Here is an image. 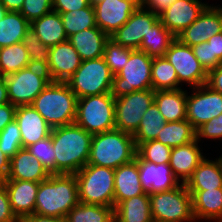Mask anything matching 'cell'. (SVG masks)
Returning <instances> with one entry per match:
<instances>
[{
	"label": "cell",
	"instance_id": "57",
	"mask_svg": "<svg viewBox=\"0 0 222 222\" xmlns=\"http://www.w3.org/2000/svg\"><path fill=\"white\" fill-rule=\"evenodd\" d=\"M131 4H133L137 9L143 8L144 0H125Z\"/></svg>",
	"mask_w": 222,
	"mask_h": 222
},
{
	"label": "cell",
	"instance_id": "36",
	"mask_svg": "<svg viewBox=\"0 0 222 222\" xmlns=\"http://www.w3.org/2000/svg\"><path fill=\"white\" fill-rule=\"evenodd\" d=\"M165 123L157 105L153 103L143 115L137 131L133 134L136 147L146 141L156 140Z\"/></svg>",
	"mask_w": 222,
	"mask_h": 222
},
{
	"label": "cell",
	"instance_id": "35",
	"mask_svg": "<svg viewBox=\"0 0 222 222\" xmlns=\"http://www.w3.org/2000/svg\"><path fill=\"white\" fill-rule=\"evenodd\" d=\"M31 66L28 52L22 42L0 48V75L16 73Z\"/></svg>",
	"mask_w": 222,
	"mask_h": 222
},
{
	"label": "cell",
	"instance_id": "24",
	"mask_svg": "<svg viewBox=\"0 0 222 222\" xmlns=\"http://www.w3.org/2000/svg\"><path fill=\"white\" fill-rule=\"evenodd\" d=\"M145 194L139 179L137 155L127 164L114 170V208L122 201Z\"/></svg>",
	"mask_w": 222,
	"mask_h": 222
},
{
	"label": "cell",
	"instance_id": "42",
	"mask_svg": "<svg viewBox=\"0 0 222 222\" xmlns=\"http://www.w3.org/2000/svg\"><path fill=\"white\" fill-rule=\"evenodd\" d=\"M30 155L39 160L50 174H55L56 153L51 136L26 147Z\"/></svg>",
	"mask_w": 222,
	"mask_h": 222
},
{
	"label": "cell",
	"instance_id": "47",
	"mask_svg": "<svg viewBox=\"0 0 222 222\" xmlns=\"http://www.w3.org/2000/svg\"><path fill=\"white\" fill-rule=\"evenodd\" d=\"M18 218L13 213L5 185L0 182V222H15Z\"/></svg>",
	"mask_w": 222,
	"mask_h": 222
},
{
	"label": "cell",
	"instance_id": "6",
	"mask_svg": "<svg viewBox=\"0 0 222 222\" xmlns=\"http://www.w3.org/2000/svg\"><path fill=\"white\" fill-rule=\"evenodd\" d=\"M75 124L94 135L115 128V98L111 93L78 98Z\"/></svg>",
	"mask_w": 222,
	"mask_h": 222
},
{
	"label": "cell",
	"instance_id": "27",
	"mask_svg": "<svg viewBox=\"0 0 222 222\" xmlns=\"http://www.w3.org/2000/svg\"><path fill=\"white\" fill-rule=\"evenodd\" d=\"M188 192L192 196L195 221L205 219L222 222V188Z\"/></svg>",
	"mask_w": 222,
	"mask_h": 222
},
{
	"label": "cell",
	"instance_id": "30",
	"mask_svg": "<svg viewBox=\"0 0 222 222\" xmlns=\"http://www.w3.org/2000/svg\"><path fill=\"white\" fill-rule=\"evenodd\" d=\"M114 222H153L149 194L120 202L114 208Z\"/></svg>",
	"mask_w": 222,
	"mask_h": 222
},
{
	"label": "cell",
	"instance_id": "58",
	"mask_svg": "<svg viewBox=\"0 0 222 222\" xmlns=\"http://www.w3.org/2000/svg\"><path fill=\"white\" fill-rule=\"evenodd\" d=\"M7 12H8V10L3 5V3L0 1V19H2L6 15Z\"/></svg>",
	"mask_w": 222,
	"mask_h": 222
},
{
	"label": "cell",
	"instance_id": "21",
	"mask_svg": "<svg viewBox=\"0 0 222 222\" xmlns=\"http://www.w3.org/2000/svg\"><path fill=\"white\" fill-rule=\"evenodd\" d=\"M9 202L18 219L31 215L35 210V202L39 183L25 180H5Z\"/></svg>",
	"mask_w": 222,
	"mask_h": 222
},
{
	"label": "cell",
	"instance_id": "14",
	"mask_svg": "<svg viewBox=\"0 0 222 222\" xmlns=\"http://www.w3.org/2000/svg\"><path fill=\"white\" fill-rule=\"evenodd\" d=\"M159 20V16L144 8L136 9L129 20L114 32L110 39L116 44L139 50L144 35Z\"/></svg>",
	"mask_w": 222,
	"mask_h": 222
},
{
	"label": "cell",
	"instance_id": "60",
	"mask_svg": "<svg viewBox=\"0 0 222 222\" xmlns=\"http://www.w3.org/2000/svg\"><path fill=\"white\" fill-rule=\"evenodd\" d=\"M15 222H23V221H22V219H18V220H17V221H15Z\"/></svg>",
	"mask_w": 222,
	"mask_h": 222
},
{
	"label": "cell",
	"instance_id": "59",
	"mask_svg": "<svg viewBox=\"0 0 222 222\" xmlns=\"http://www.w3.org/2000/svg\"><path fill=\"white\" fill-rule=\"evenodd\" d=\"M102 0H89L90 4L94 5L95 3H98Z\"/></svg>",
	"mask_w": 222,
	"mask_h": 222
},
{
	"label": "cell",
	"instance_id": "45",
	"mask_svg": "<svg viewBox=\"0 0 222 222\" xmlns=\"http://www.w3.org/2000/svg\"><path fill=\"white\" fill-rule=\"evenodd\" d=\"M192 49L195 57L207 72L215 69L221 63L216 56H213L212 43L208 41L194 45Z\"/></svg>",
	"mask_w": 222,
	"mask_h": 222
},
{
	"label": "cell",
	"instance_id": "22",
	"mask_svg": "<svg viewBox=\"0 0 222 222\" xmlns=\"http://www.w3.org/2000/svg\"><path fill=\"white\" fill-rule=\"evenodd\" d=\"M198 142L196 139L189 144L178 146L171 150L169 166L180 183L185 184L200 162L205 158L198 146Z\"/></svg>",
	"mask_w": 222,
	"mask_h": 222
},
{
	"label": "cell",
	"instance_id": "48",
	"mask_svg": "<svg viewBox=\"0 0 222 222\" xmlns=\"http://www.w3.org/2000/svg\"><path fill=\"white\" fill-rule=\"evenodd\" d=\"M90 5L89 0H53V11L65 13L79 10Z\"/></svg>",
	"mask_w": 222,
	"mask_h": 222
},
{
	"label": "cell",
	"instance_id": "8",
	"mask_svg": "<svg viewBox=\"0 0 222 222\" xmlns=\"http://www.w3.org/2000/svg\"><path fill=\"white\" fill-rule=\"evenodd\" d=\"M113 74L104 57L82 61L66 81L77 98L111 93Z\"/></svg>",
	"mask_w": 222,
	"mask_h": 222
},
{
	"label": "cell",
	"instance_id": "9",
	"mask_svg": "<svg viewBox=\"0 0 222 222\" xmlns=\"http://www.w3.org/2000/svg\"><path fill=\"white\" fill-rule=\"evenodd\" d=\"M153 58L140 50H133L125 66L113 75L111 95L119 98L135 91L152 88L151 69Z\"/></svg>",
	"mask_w": 222,
	"mask_h": 222
},
{
	"label": "cell",
	"instance_id": "20",
	"mask_svg": "<svg viewBox=\"0 0 222 222\" xmlns=\"http://www.w3.org/2000/svg\"><path fill=\"white\" fill-rule=\"evenodd\" d=\"M15 121L20 129L22 148L50 136L52 128L31 105L18 106L15 111Z\"/></svg>",
	"mask_w": 222,
	"mask_h": 222
},
{
	"label": "cell",
	"instance_id": "29",
	"mask_svg": "<svg viewBox=\"0 0 222 222\" xmlns=\"http://www.w3.org/2000/svg\"><path fill=\"white\" fill-rule=\"evenodd\" d=\"M30 29L33 30L43 44L48 47L68 40L63 21L58 12L51 11L32 21Z\"/></svg>",
	"mask_w": 222,
	"mask_h": 222
},
{
	"label": "cell",
	"instance_id": "17",
	"mask_svg": "<svg viewBox=\"0 0 222 222\" xmlns=\"http://www.w3.org/2000/svg\"><path fill=\"white\" fill-rule=\"evenodd\" d=\"M137 164L141 187L145 193L154 194L169 191L181 184L172 173L169 164L156 165L152 162L144 161L138 154Z\"/></svg>",
	"mask_w": 222,
	"mask_h": 222
},
{
	"label": "cell",
	"instance_id": "54",
	"mask_svg": "<svg viewBox=\"0 0 222 222\" xmlns=\"http://www.w3.org/2000/svg\"><path fill=\"white\" fill-rule=\"evenodd\" d=\"M10 169V158L3 154L0 149V182L7 179Z\"/></svg>",
	"mask_w": 222,
	"mask_h": 222
},
{
	"label": "cell",
	"instance_id": "16",
	"mask_svg": "<svg viewBox=\"0 0 222 222\" xmlns=\"http://www.w3.org/2000/svg\"><path fill=\"white\" fill-rule=\"evenodd\" d=\"M82 59L67 40L49 49V60L45 65L52 82H66L80 67Z\"/></svg>",
	"mask_w": 222,
	"mask_h": 222
},
{
	"label": "cell",
	"instance_id": "31",
	"mask_svg": "<svg viewBox=\"0 0 222 222\" xmlns=\"http://www.w3.org/2000/svg\"><path fill=\"white\" fill-rule=\"evenodd\" d=\"M30 29V22L20 13L8 11L0 19V48L22 42Z\"/></svg>",
	"mask_w": 222,
	"mask_h": 222
},
{
	"label": "cell",
	"instance_id": "7",
	"mask_svg": "<svg viewBox=\"0 0 222 222\" xmlns=\"http://www.w3.org/2000/svg\"><path fill=\"white\" fill-rule=\"evenodd\" d=\"M153 222H192V196L184 183L159 193L149 194Z\"/></svg>",
	"mask_w": 222,
	"mask_h": 222
},
{
	"label": "cell",
	"instance_id": "41",
	"mask_svg": "<svg viewBox=\"0 0 222 222\" xmlns=\"http://www.w3.org/2000/svg\"><path fill=\"white\" fill-rule=\"evenodd\" d=\"M132 51V49L116 44L110 38L108 39L103 57L113 75H116L125 66Z\"/></svg>",
	"mask_w": 222,
	"mask_h": 222
},
{
	"label": "cell",
	"instance_id": "39",
	"mask_svg": "<svg viewBox=\"0 0 222 222\" xmlns=\"http://www.w3.org/2000/svg\"><path fill=\"white\" fill-rule=\"evenodd\" d=\"M172 148L157 140H149L137 147V154L144 160L156 165L169 164Z\"/></svg>",
	"mask_w": 222,
	"mask_h": 222
},
{
	"label": "cell",
	"instance_id": "19",
	"mask_svg": "<svg viewBox=\"0 0 222 222\" xmlns=\"http://www.w3.org/2000/svg\"><path fill=\"white\" fill-rule=\"evenodd\" d=\"M93 6L96 25L109 37L124 25L137 9L125 0H102Z\"/></svg>",
	"mask_w": 222,
	"mask_h": 222
},
{
	"label": "cell",
	"instance_id": "15",
	"mask_svg": "<svg viewBox=\"0 0 222 222\" xmlns=\"http://www.w3.org/2000/svg\"><path fill=\"white\" fill-rule=\"evenodd\" d=\"M222 32V7L208 5L200 16L177 35V39L190 47L207 42L209 37Z\"/></svg>",
	"mask_w": 222,
	"mask_h": 222
},
{
	"label": "cell",
	"instance_id": "26",
	"mask_svg": "<svg viewBox=\"0 0 222 222\" xmlns=\"http://www.w3.org/2000/svg\"><path fill=\"white\" fill-rule=\"evenodd\" d=\"M185 186L188 191L222 188V156H219L215 161L205 157L187 180Z\"/></svg>",
	"mask_w": 222,
	"mask_h": 222
},
{
	"label": "cell",
	"instance_id": "4",
	"mask_svg": "<svg viewBox=\"0 0 222 222\" xmlns=\"http://www.w3.org/2000/svg\"><path fill=\"white\" fill-rule=\"evenodd\" d=\"M77 100V96L66 82L51 81L31 106L53 129L74 123Z\"/></svg>",
	"mask_w": 222,
	"mask_h": 222
},
{
	"label": "cell",
	"instance_id": "13",
	"mask_svg": "<svg viewBox=\"0 0 222 222\" xmlns=\"http://www.w3.org/2000/svg\"><path fill=\"white\" fill-rule=\"evenodd\" d=\"M192 92L187 93L186 120L197 129L222 114V94L207 84L194 87Z\"/></svg>",
	"mask_w": 222,
	"mask_h": 222
},
{
	"label": "cell",
	"instance_id": "52",
	"mask_svg": "<svg viewBox=\"0 0 222 222\" xmlns=\"http://www.w3.org/2000/svg\"><path fill=\"white\" fill-rule=\"evenodd\" d=\"M23 222H67L66 217L43 216L33 213L22 219Z\"/></svg>",
	"mask_w": 222,
	"mask_h": 222
},
{
	"label": "cell",
	"instance_id": "55",
	"mask_svg": "<svg viewBox=\"0 0 222 222\" xmlns=\"http://www.w3.org/2000/svg\"><path fill=\"white\" fill-rule=\"evenodd\" d=\"M8 11L20 12L24 0H1Z\"/></svg>",
	"mask_w": 222,
	"mask_h": 222
},
{
	"label": "cell",
	"instance_id": "44",
	"mask_svg": "<svg viewBox=\"0 0 222 222\" xmlns=\"http://www.w3.org/2000/svg\"><path fill=\"white\" fill-rule=\"evenodd\" d=\"M51 11L53 0H24L20 13L31 23Z\"/></svg>",
	"mask_w": 222,
	"mask_h": 222
},
{
	"label": "cell",
	"instance_id": "12",
	"mask_svg": "<svg viewBox=\"0 0 222 222\" xmlns=\"http://www.w3.org/2000/svg\"><path fill=\"white\" fill-rule=\"evenodd\" d=\"M165 57L174 66L179 84L187 83L191 88L207 83L208 72L195 57L192 47L177 38L171 43Z\"/></svg>",
	"mask_w": 222,
	"mask_h": 222
},
{
	"label": "cell",
	"instance_id": "3",
	"mask_svg": "<svg viewBox=\"0 0 222 222\" xmlns=\"http://www.w3.org/2000/svg\"><path fill=\"white\" fill-rule=\"evenodd\" d=\"M136 155L133 135L114 128L92 136L87 164L115 170L133 161Z\"/></svg>",
	"mask_w": 222,
	"mask_h": 222
},
{
	"label": "cell",
	"instance_id": "2",
	"mask_svg": "<svg viewBox=\"0 0 222 222\" xmlns=\"http://www.w3.org/2000/svg\"><path fill=\"white\" fill-rule=\"evenodd\" d=\"M78 203V183L75 174H51L48 179L39 183L34 213L66 217Z\"/></svg>",
	"mask_w": 222,
	"mask_h": 222
},
{
	"label": "cell",
	"instance_id": "11",
	"mask_svg": "<svg viewBox=\"0 0 222 222\" xmlns=\"http://www.w3.org/2000/svg\"><path fill=\"white\" fill-rule=\"evenodd\" d=\"M155 91L146 89L115 98V128L133 135L154 103Z\"/></svg>",
	"mask_w": 222,
	"mask_h": 222
},
{
	"label": "cell",
	"instance_id": "5",
	"mask_svg": "<svg viewBox=\"0 0 222 222\" xmlns=\"http://www.w3.org/2000/svg\"><path fill=\"white\" fill-rule=\"evenodd\" d=\"M75 177L80 203L114 207V169L87 164Z\"/></svg>",
	"mask_w": 222,
	"mask_h": 222
},
{
	"label": "cell",
	"instance_id": "38",
	"mask_svg": "<svg viewBox=\"0 0 222 222\" xmlns=\"http://www.w3.org/2000/svg\"><path fill=\"white\" fill-rule=\"evenodd\" d=\"M59 14L62 18L67 37L85 29L97 27L95 10L92 4L79 10Z\"/></svg>",
	"mask_w": 222,
	"mask_h": 222
},
{
	"label": "cell",
	"instance_id": "18",
	"mask_svg": "<svg viewBox=\"0 0 222 222\" xmlns=\"http://www.w3.org/2000/svg\"><path fill=\"white\" fill-rule=\"evenodd\" d=\"M208 5L201 0H176L159 15V20L177 37L200 16Z\"/></svg>",
	"mask_w": 222,
	"mask_h": 222
},
{
	"label": "cell",
	"instance_id": "34",
	"mask_svg": "<svg viewBox=\"0 0 222 222\" xmlns=\"http://www.w3.org/2000/svg\"><path fill=\"white\" fill-rule=\"evenodd\" d=\"M151 81L154 91L181 89L175 68L165 56L153 58Z\"/></svg>",
	"mask_w": 222,
	"mask_h": 222
},
{
	"label": "cell",
	"instance_id": "28",
	"mask_svg": "<svg viewBox=\"0 0 222 222\" xmlns=\"http://www.w3.org/2000/svg\"><path fill=\"white\" fill-rule=\"evenodd\" d=\"M154 103L166 122L186 119L187 92L182 89L155 91Z\"/></svg>",
	"mask_w": 222,
	"mask_h": 222
},
{
	"label": "cell",
	"instance_id": "32",
	"mask_svg": "<svg viewBox=\"0 0 222 222\" xmlns=\"http://www.w3.org/2000/svg\"><path fill=\"white\" fill-rule=\"evenodd\" d=\"M176 37L158 20L144 35L139 50L150 57H163Z\"/></svg>",
	"mask_w": 222,
	"mask_h": 222
},
{
	"label": "cell",
	"instance_id": "43",
	"mask_svg": "<svg viewBox=\"0 0 222 222\" xmlns=\"http://www.w3.org/2000/svg\"><path fill=\"white\" fill-rule=\"evenodd\" d=\"M22 148L19 126L15 120L0 132V149L8 158H12Z\"/></svg>",
	"mask_w": 222,
	"mask_h": 222
},
{
	"label": "cell",
	"instance_id": "56",
	"mask_svg": "<svg viewBox=\"0 0 222 222\" xmlns=\"http://www.w3.org/2000/svg\"><path fill=\"white\" fill-rule=\"evenodd\" d=\"M10 103L5 77L0 75V105Z\"/></svg>",
	"mask_w": 222,
	"mask_h": 222
},
{
	"label": "cell",
	"instance_id": "49",
	"mask_svg": "<svg viewBox=\"0 0 222 222\" xmlns=\"http://www.w3.org/2000/svg\"><path fill=\"white\" fill-rule=\"evenodd\" d=\"M206 84L213 90L222 94V62L215 69L208 72Z\"/></svg>",
	"mask_w": 222,
	"mask_h": 222
},
{
	"label": "cell",
	"instance_id": "53",
	"mask_svg": "<svg viewBox=\"0 0 222 222\" xmlns=\"http://www.w3.org/2000/svg\"><path fill=\"white\" fill-rule=\"evenodd\" d=\"M208 42L212 43L213 56L222 62V32L209 37Z\"/></svg>",
	"mask_w": 222,
	"mask_h": 222
},
{
	"label": "cell",
	"instance_id": "50",
	"mask_svg": "<svg viewBox=\"0 0 222 222\" xmlns=\"http://www.w3.org/2000/svg\"><path fill=\"white\" fill-rule=\"evenodd\" d=\"M16 106L11 103L0 105V132L13 120H15Z\"/></svg>",
	"mask_w": 222,
	"mask_h": 222
},
{
	"label": "cell",
	"instance_id": "1",
	"mask_svg": "<svg viewBox=\"0 0 222 222\" xmlns=\"http://www.w3.org/2000/svg\"><path fill=\"white\" fill-rule=\"evenodd\" d=\"M50 136L56 153L55 174H76L87 165L92 134L73 123L53 128Z\"/></svg>",
	"mask_w": 222,
	"mask_h": 222
},
{
	"label": "cell",
	"instance_id": "40",
	"mask_svg": "<svg viewBox=\"0 0 222 222\" xmlns=\"http://www.w3.org/2000/svg\"><path fill=\"white\" fill-rule=\"evenodd\" d=\"M22 43L28 52L31 65L44 66L49 60V49L47 45L43 44L37 34L29 29L23 37Z\"/></svg>",
	"mask_w": 222,
	"mask_h": 222
},
{
	"label": "cell",
	"instance_id": "46",
	"mask_svg": "<svg viewBox=\"0 0 222 222\" xmlns=\"http://www.w3.org/2000/svg\"><path fill=\"white\" fill-rule=\"evenodd\" d=\"M204 137L213 140L222 139V114L196 129V139L200 141V138Z\"/></svg>",
	"mask_w": 222,
	"mask_h": 222
},
{
	"label": "cell",
	"instance_id": "23",
	"mask_svg": "<svg viewBox=\"0 0 222 222\" xmlns=\"http://www.w3.org/2000/svg\"><path fill=\"white\" fill-rule=\"evenodd\" d=\"M51 174L42 163L30 155L27 148H21L11 159L10 169L6 180H25L40 183Z\"/></svg>",
	"mask_w": 222,
	"mask_h": 222
},
{
	"label": "cell",
	"instance_id": "25",
	"mask_svg": "<svg viewBox=\"0 0 222 222\" xmlns=\"http://www.w3.org/2000/svg\"><path fill=\"white\" fill-rule=\"evenodd\" d=\"M110 37L98 26L74 33L68 41L80 55L82 61L103 57L105 44Z\"/></svg>",
	"mask_w": 222,
	"mask_h": 222
},
{
	"label": "cell",
	"instance_id": "10",
	"mask_svg": "<svg viewBox=\"0 0 222 222\" xmlns=\"http://www.w3.org/2000/svg\"><path fill=\"white\" fill-rule=\"evenodd\" d=\"M8 98L14 106L31 105L51 82L44 66L31 65L5 76Z\"/></svg>",
	"mask_w": 222,
	"mask_h": 222
},
{
	"label": "cell",
	"instance_id": "51",
	"mask_svg": "<svg viewBox=\"0 0 222 222\" xmlns=\"http://www.w3.org/2000/svg\"><path fill=\"white\" fill-rule=\"evenodd\" d=\"M176 0H144L143 8L152 11L156 15H160Z\"/></svg>",
	"mask_w": 222,
	"mask_h": 222
},
{
	"label": "cell",
	"instance_id": "37",
	"mask_svg": "<svg viewBox=\"0 0 222 222\" xmlns=\"http://www.w3.org/2000/svg\"><path fill=\"white\" fill-rule=\"evenodd\" d=\"M67 222H114V207L78 203L66 216Z\"/></svg>",
	"mask_w": 222,
	"mask_h": 222
},
{
	"label": "cell",
	"instance_id": "33",
	"mask_svg": "<svg viewBox=\"0 0 222 222\" xmlns=\"http://www.w3.org/2000/svg\"><path fill=\"white\" fill-rule=\"evenodd\" d=\"M156 140L171 148L183 146L196 140V129L186 119L166 122Z\"/></svg>",
	"mask_w": 222,
	"mask_h": 222
}]
</instances>
